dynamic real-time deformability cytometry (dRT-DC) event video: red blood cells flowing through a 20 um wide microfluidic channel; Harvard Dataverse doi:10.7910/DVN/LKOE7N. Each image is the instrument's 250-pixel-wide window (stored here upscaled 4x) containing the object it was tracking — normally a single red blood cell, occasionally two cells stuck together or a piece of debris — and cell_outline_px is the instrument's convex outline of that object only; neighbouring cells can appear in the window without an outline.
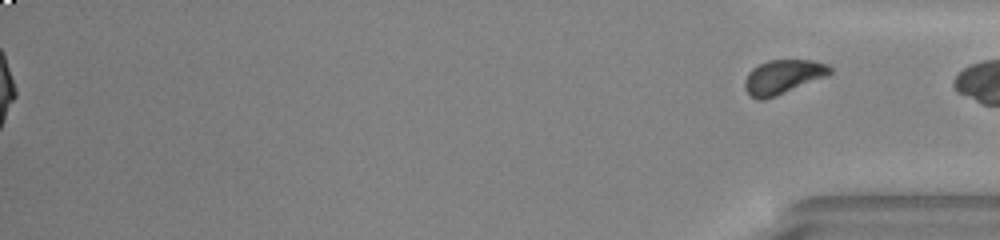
{"species": "common noctule bat (a hibernating species)", "species_latin": "Nyctalus noctula", "temperature_condition": "warm", "stored_images_in_passage": 54, "segment_of_instrument_passage": [2, 2], "camera_frame_rate_fps": 3000, "um_per_image_px": 0.085, "animal": {"sex": "male", "body_mass_g": 20.0, "forearm_length_mm": 53.3}, "frame": {"image": 1, "passage_image": 54, "time_ms": 17.667, "image_size_px": [1000, 240], "cell_outline_px": [[832, 72], [828, 76], [776, 96], [764, 100], [756, 100], [744, 88], [744, 80], [748, 72], [752, 68], [768, 60], [812, 60], [828, 64], [832, 68]], "centroid_in_image_um": [66.56, 6.53], "position_along_channel_um": 368.6, "area_um2": 17.11}}